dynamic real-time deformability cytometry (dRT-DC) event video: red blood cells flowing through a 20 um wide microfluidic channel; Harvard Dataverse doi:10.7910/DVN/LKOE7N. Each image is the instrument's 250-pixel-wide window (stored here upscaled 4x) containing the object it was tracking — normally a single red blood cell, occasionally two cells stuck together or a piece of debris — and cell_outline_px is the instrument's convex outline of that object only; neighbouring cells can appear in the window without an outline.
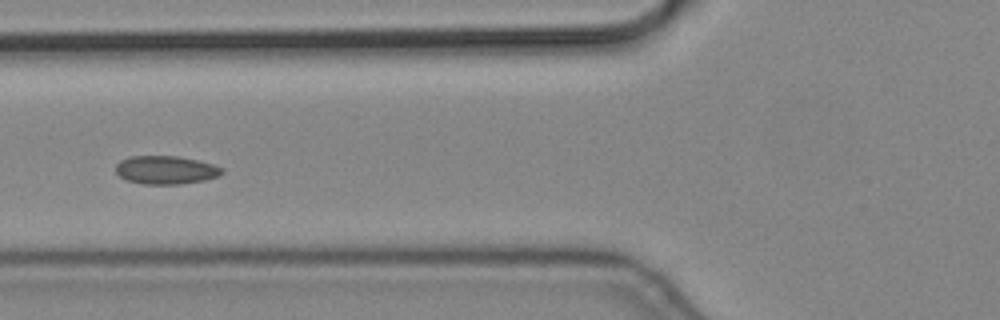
{"species": "common noctule bat (a hibernating species)", "species_latin": "Nyctalus noctula", "temperature_condition": "cold", "stored_images_in_passage": 16, "camera_frame_rate_fps": 3000, "um_per_image_px": 0.085, "animal": {"sex": "male", "body_mass_g": 19.2, "forearm_length_mm": 51.8}, "frame": {"image": 1, "passage_image": 12, "time_ms": 3.667, "image_size_px": [1000, 320], "cell_outline_px": [[224, 172], [220, 176], [204, 180], [180, 184], [144, 184], [124, 180], [116, 172], [116, 164], [120, 160], [128, 156], [180, 156], [212, 164], [224, 168]], "centroid_in_image_um": [14.09, 14.44], "position_along_channel_um": 111.7, "area_um2": 17.69}}